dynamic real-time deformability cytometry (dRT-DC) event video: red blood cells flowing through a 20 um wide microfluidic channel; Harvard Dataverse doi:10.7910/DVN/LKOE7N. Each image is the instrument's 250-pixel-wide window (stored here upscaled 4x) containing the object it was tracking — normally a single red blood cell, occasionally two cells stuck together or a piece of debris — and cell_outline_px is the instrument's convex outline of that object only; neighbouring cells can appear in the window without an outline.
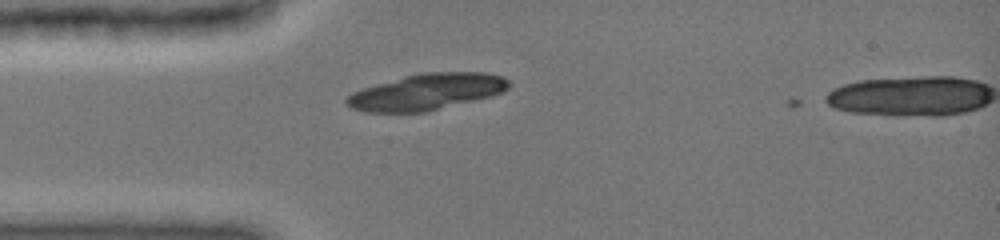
{"species": "common noctule bat (a hibernating species)", "species_latin": "Nyctalus noctula", "temperature_condition": "cold", "stored_images_in_passage": 2, "camera_frame_rate_fps": 3000, "um_per_image_px": 0.085, "animal": {"sex": "female", "body_mass_g": 19.0, "forearm_length_mm": 51.5}, "frame": {"image": 1, "passage_image": 1, "time_ms": 0.0, "image_size_px": [1000, 240], "cell_outline_px": [[512, 84], [504, 92], [492, 96], [424, 112], [364, 112], [352, 108], [344, 104], [344, 100], [352, 92], [360, 88], [404, 76], [420, 72], [484, 72], [500, 76], [508, 80]], "centroid_in_image_um": [36.24, 7.8], "position_along_channel_um": 48.8, "area_um2": 34.45}}